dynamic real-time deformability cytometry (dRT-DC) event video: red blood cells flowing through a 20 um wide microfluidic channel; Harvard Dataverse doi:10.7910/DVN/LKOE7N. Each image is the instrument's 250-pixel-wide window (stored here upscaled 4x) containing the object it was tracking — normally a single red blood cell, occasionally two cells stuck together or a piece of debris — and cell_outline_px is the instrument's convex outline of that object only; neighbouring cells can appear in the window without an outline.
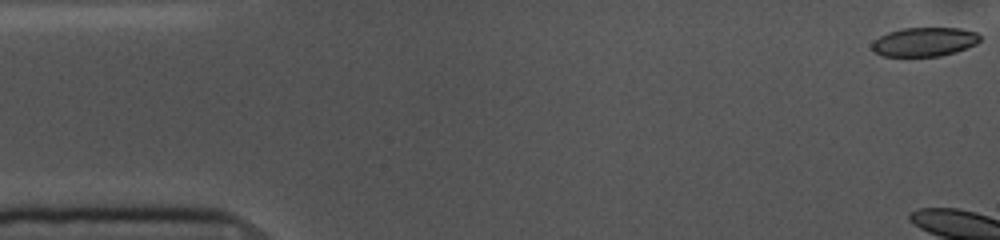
{"species": "common noctule bat (a hibernating species)", "species_latin": "Nyctalus noctula", "temperature_condition": "cold", "stored_images_in_passage": 5, "camera_frame_rate_fps": 3000, "um_per_image_px": 0.085, "animal": {"sex": "female", "body_mass_g": 10.0, "forearm_length_mm": 53.1}, "frame": {"image": 1, "passage_image": 1, "time_ms": 0.0, "image_size_px": [1000, 240], "cell_outline_px": [[980, 40], [976, 44], [956, 52], [940, 56], [880, 56], [872, 48], [872, 40], [888, 32], [904, 28], [960, 28], [976, 32], [980, 36]], "centroid_in_image_um": [78.57, 3.56], "position_along_channel_um": 6.4, "area_um2": 18.26}}